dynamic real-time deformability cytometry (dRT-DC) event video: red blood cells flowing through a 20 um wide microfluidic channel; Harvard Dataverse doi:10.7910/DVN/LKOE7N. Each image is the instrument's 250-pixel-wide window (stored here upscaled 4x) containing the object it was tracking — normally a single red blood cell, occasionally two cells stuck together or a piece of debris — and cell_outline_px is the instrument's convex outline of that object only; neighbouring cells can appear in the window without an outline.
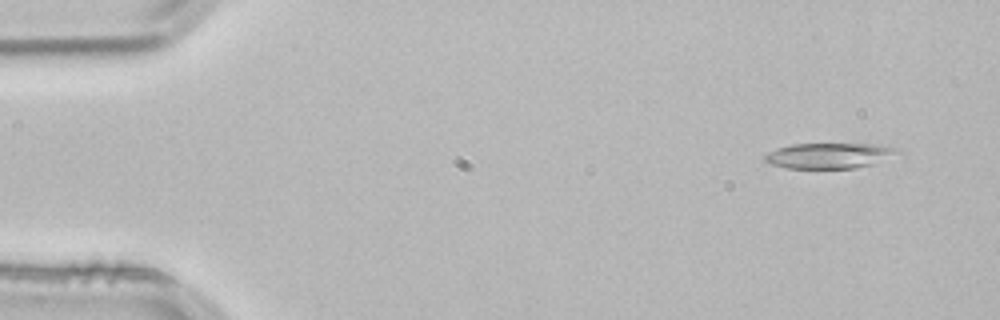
{"species": "common noctule bat (a hibernating species)", "species_latin": "Nyctalus noctula", "temperature_condition": "room temperature", "stored_images_in_passage": 53, "camera_frame_rate_fps": 3000, "um_per_image_px": 0.085, "animal": {"sex": "male", "body_mass_g": 21.5, "forearm_length_mm": 52.0}, "frame": {"image": 1, "passage_image": 4, "time_ms": 1.0, "image_size_px": [1000, 320], "cell_outline_px": [[904, 152], [872, 164], [856, 168], [788, 168], [768, 164], [764, 160], [764, 156], [768, 152], [776, 148], [792, 144], [880, 144], [900, 148]], "centroid_in_image_um": [70.52, 13.22], "position_along_channel_um": 14.5, "area_um2": 19.94}}
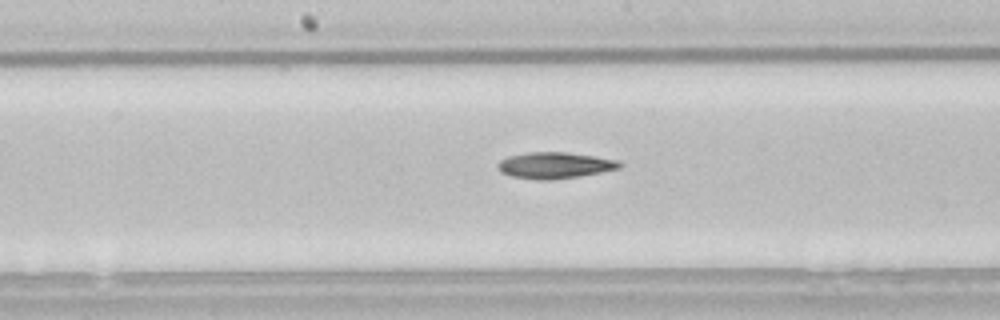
{"frame": {"image": 2, "passage_image": 27, "time_ms": 8.667, "image_size_px": [1000, 320], "cell_outline_px": [[624, 164], [620, 168], [580, 176], [552, 180], [536, 180], [512, 176], [500, 172], [496, 168], [496, 164], [500, 160], [508, 156], [528, 152], [568, 152], [596, 156], [616, 160]], "centroid_in_image_um": [47.13, 14.05], "position_along_channel_um": 201.1, "area_um2": 18.84}}
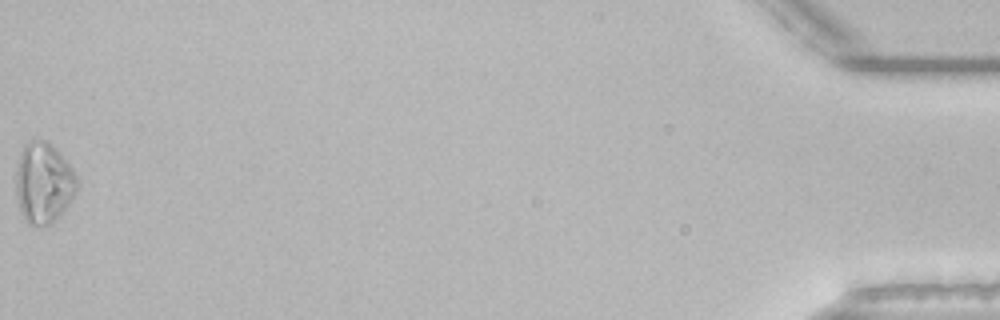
{"frame": {"image": 3, "passage_image": 53, "time_ms": 17.333, "image_size_px": [1000, 320], "cell_outline_px": [[76, 188], [68, 204], [48, 224], [28, 224], [24, 220], [16, 200], [16, 168], [20, 152], [24, 144], [32, 140], [48, 140], [56, 148], [72, 168], [76, 176]], "centroid_in_image_um": [3.65, 15.49], "position_along_channel_um": 431.5, "area_um2": 28.32}, "authors_computed_cell_mechanics": {"area_um2": 19.3052, "velocity_mm_per_s": 3.8495, "shape_relaxation_time_tau1_ms": 6.3, "shape_relaxation_time_tau2_ms": null, "deformation_change_tau1": 0.1476, "deformation_change_tau2": null}}